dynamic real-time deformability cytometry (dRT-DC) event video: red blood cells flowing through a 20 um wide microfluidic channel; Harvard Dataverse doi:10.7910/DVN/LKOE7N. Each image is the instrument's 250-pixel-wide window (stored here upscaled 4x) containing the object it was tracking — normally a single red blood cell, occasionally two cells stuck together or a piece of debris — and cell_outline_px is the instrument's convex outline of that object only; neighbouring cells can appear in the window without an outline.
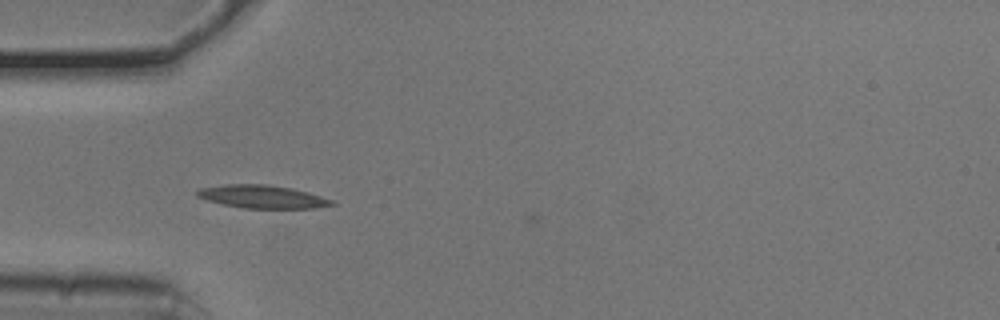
{"species": "common noctule bat (a hibernating species)", "species_latin": "Nyctalus noctula", "temperature_condition": "cold", "stored_images_in_passage": 3, "camera_frame_rate_fps": 3000, "um_per_image_px": 0.085, "animal": {"sex": "male", "body_mass_g": 20.5, "forearm_length_mm": 52.5}, "frame": {"image": 1, "passage_image": 2, "time_ms": 0.333, "image_size_px": [1000, 320], "cell_outline_px": [[336, 204], [312, 208], [244, 208], [224, 204], [208, 200], [196, 196], [196, 192], [200, 188], [228, 184], [268, 184], [292, 188], [308, 192], [336, 200]], "centroid_in_image_um": [22.35, 16.71], "position_along_channel_um": 62.7, "area_um2": 18.03}}